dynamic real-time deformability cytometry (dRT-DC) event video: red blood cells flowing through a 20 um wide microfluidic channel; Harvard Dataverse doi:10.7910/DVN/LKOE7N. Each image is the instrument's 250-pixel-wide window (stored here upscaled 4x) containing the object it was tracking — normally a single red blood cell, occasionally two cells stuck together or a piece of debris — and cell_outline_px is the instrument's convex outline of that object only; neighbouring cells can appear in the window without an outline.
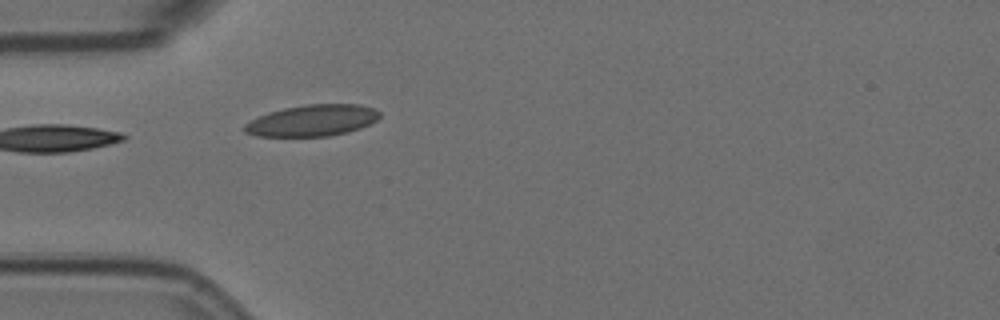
{"species": "Egyptian fruit bat (a non-hibernating species)", "species_latin": "Rousettus aegyptiacus", "temperature_condition": "room temperature", "stored_images_in_passage": 5, "camera_frame_rate_fps": 3000, "um_per_image_px": 0.085, "animal": {"sex": "female"}, "frame": {"image": 1, "passage_image": 5, "time_ms": 1.333, "image_size_px": [1000, 320], "cell_outline_px": [[380, 116], [376, 120], [360, 128], [348, 132], [328, 136], [256, 136], [244, 132], [244, 124], [268, 112], [284, 108], [304, 104], [360, 104], [372, 108], [380, 112]], "centroid_in_image_um": [26.54, 10.24], "position_along_channel_um": 58.5, "area_um2": 24.62}}